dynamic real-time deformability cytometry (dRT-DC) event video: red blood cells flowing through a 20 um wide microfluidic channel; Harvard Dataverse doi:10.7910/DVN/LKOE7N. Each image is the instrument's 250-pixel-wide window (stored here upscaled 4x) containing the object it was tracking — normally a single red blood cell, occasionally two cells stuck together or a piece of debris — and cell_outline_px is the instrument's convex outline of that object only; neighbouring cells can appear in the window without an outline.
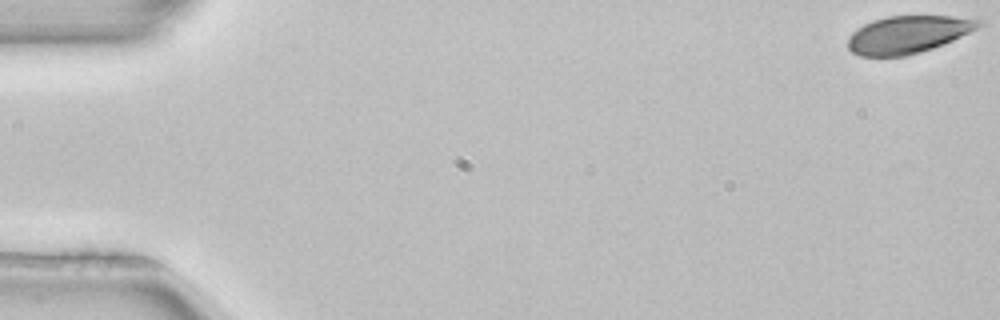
{"species": "common noctule bat (a hibernating species)", "species_latin": "Nyctalus noctula", "temperature_condition": "room temperature", "stored_images_in_passage": 16, "camera_frame_rate_fps": 3000, "um_per_image_px": 0.085, "animal": {"sex": "female", "body_mass_g": 22.7, "forearm_length_mm": 54.2}, "frame": {"image": 1, "passage_image": 1, "time_ms": 0.0, "image_size_px": [1000, 320], "cell_outline_px": [[984, 24], [952, 40], [932, 48], [920, 52], [904, 56], [860, 56], [852, 52], [848, 48], [848, 36], [856, 28], [872, 20], [888, 16], [980, 16], [984, 20]], "centroid_in_image_um": [77.22, 2.9], "position_along_channel_um": 7.8, "area_um2": 28.84}}
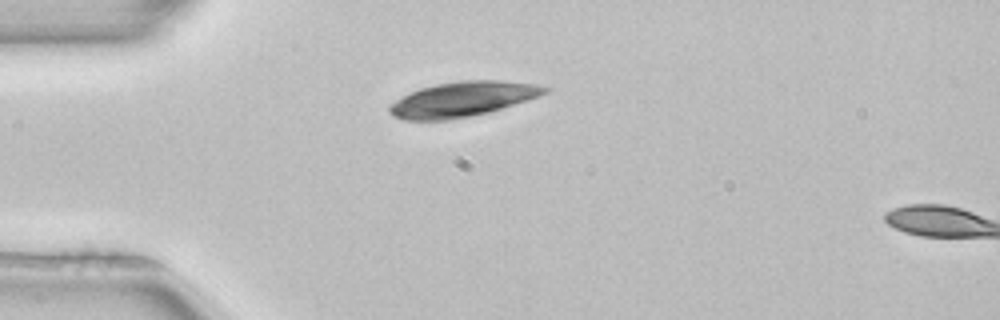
{"frame": {"image": 2, "passage_image": 14, "time_ms": 4.333, "image_size_px": [1000, 320], "cell_outline_px": [[552, 88], [548, 92], [540, 96], [488, 112], [448, 120], [404, 120], [392, 116], [388, 112], [388, 108], [396, 100], [420, 88], [436, 84], [460, 80], [504, 80], [536, 84]], "centroid_in_image_um": [39.34, 8.42], "position_along_channel_um": 45.7, "area_um2": 31.5}}